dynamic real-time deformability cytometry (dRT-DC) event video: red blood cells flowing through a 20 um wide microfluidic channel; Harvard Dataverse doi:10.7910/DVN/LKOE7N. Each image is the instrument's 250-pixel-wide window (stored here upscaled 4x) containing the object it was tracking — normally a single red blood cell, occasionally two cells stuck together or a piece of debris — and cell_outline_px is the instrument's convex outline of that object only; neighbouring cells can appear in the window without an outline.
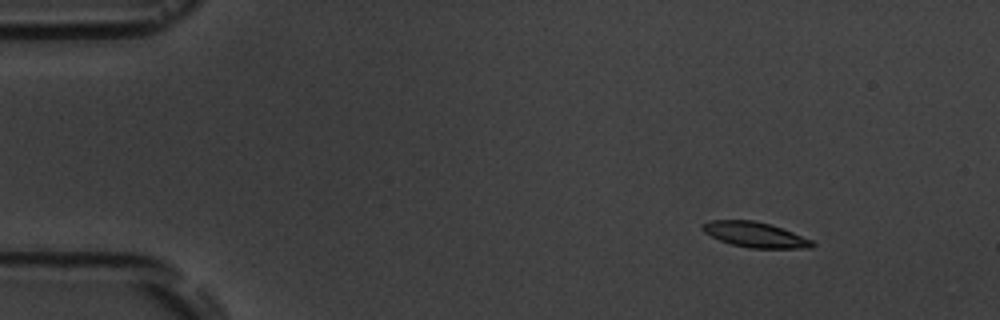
{"species": "common noctule bat (a hibernating species)", "species_latin": "Nyctalus noctula", "temperature_condition": "room temperature", "stored_images_in_passage": 6, "camera_frame_rate_fps": 3000, "um_per_image_px": 0.085, "animal": {"sex": "male", "body_mass_g": 19.5, "forearm_length_mm": 54.6}, "frame": {"image": 1, "passage_image": 2, "time_ms": 1.0, "image_size_px": [1000, 320], "cell_outline_px": [[816, 244], [812, 248], [748, 248], [732, 244], [720, 240], [704, 232], [700, 228], [700, 224], [712, 220], [752, 220], [768, 224], [792, 232], [812, 240]], "centroid_in_image_um": [64.16, 19.95], "position_along_channel_um": 20.8, "area_um2": 16.01}}
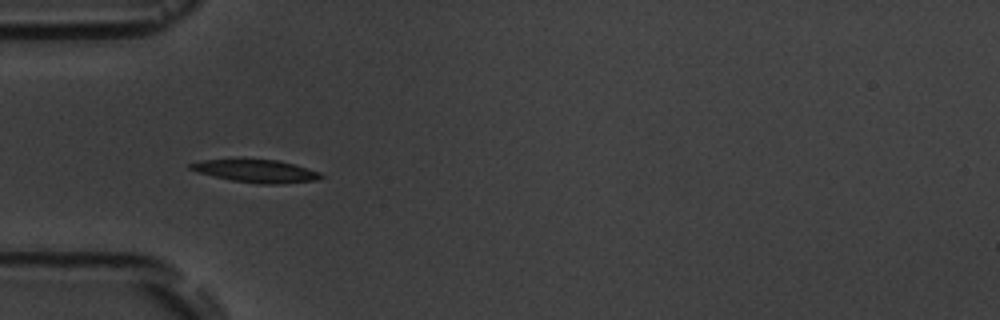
{"frame": {"image": 2, "passage_image": 5, "time_ms": 4.667, "image_size_px": [1000, 320], "cell_outline_px": [[324, 176], [316, 180], [280, 184], [260, 184], [232, 180], [196, 172], [188, 168], [188, 164], [204, 160], [276, 160], [292, 164], [320, 172]], "centroid_in_image_um": [21.76, 14.55], "position_along_channel_um": 63.2, "area_um2": 16.94}}
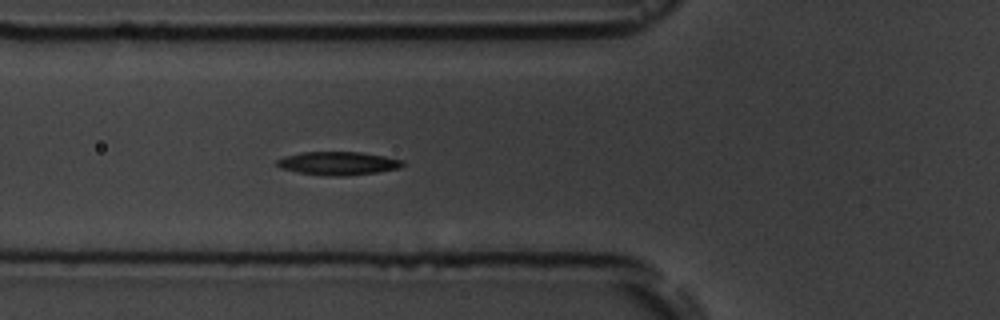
{"frame": {"image": 3, "passage_image": 6, "time_ms": 5.667, "image_size_px": [1000, 320], "cell_outline_px": [[404, 164], [400, 168], [376, 172], [344, 176], [328, 176], [300, 172], [280, 168], [276, 164], [276, 160], [284, 156], [300, 152], [360, 152], [384, 156], [404, 160]], "centroid_in_image_um": [28.73, 13.87], "position_along_channel_um": 97.1, "area_um2": 17.05}}